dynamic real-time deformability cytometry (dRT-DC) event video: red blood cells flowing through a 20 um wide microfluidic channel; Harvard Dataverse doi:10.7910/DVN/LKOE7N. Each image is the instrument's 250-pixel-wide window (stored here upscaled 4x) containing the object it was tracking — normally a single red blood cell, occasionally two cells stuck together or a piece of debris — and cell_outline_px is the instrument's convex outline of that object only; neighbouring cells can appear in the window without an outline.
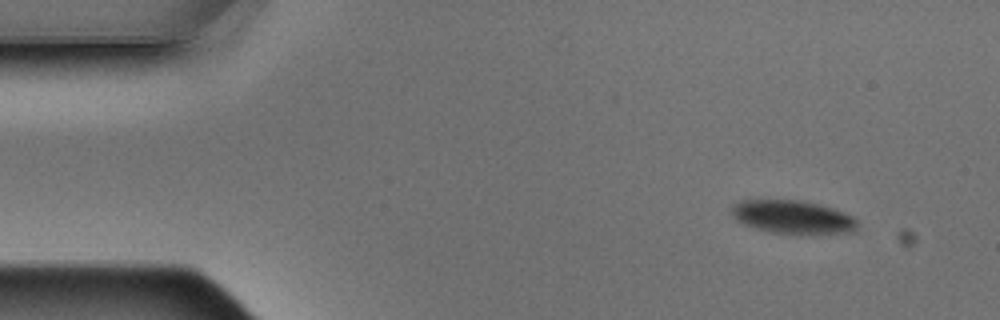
{"species": "Egyptian fruit bat (a non-hibernating species)", "species_latin": "Rousettus aegyptiacus", "temperature_condition": "warm", "stored_images_in_passage": 4, "camera_frame_rate_fps": 3000, "um_per_image_px": 0.085, "animal": {"sex": "male"}, "frame": {"image": 1, "passage_image": 1, "time_ms": 0.0, "image_size_px": [1000, 320], "cell_outline_px": [[856, 232], [772, 232], [756, 228], [744, 224], [736, 220], [732, 216], [732, 208], [740, 200], [804, 200], [832, 208], [852, 216], [856, 220]], "centroid_in_image_um": [67.35, 18.41], "position_along_channel_um": 17.7, "area_um2": 23.64}}
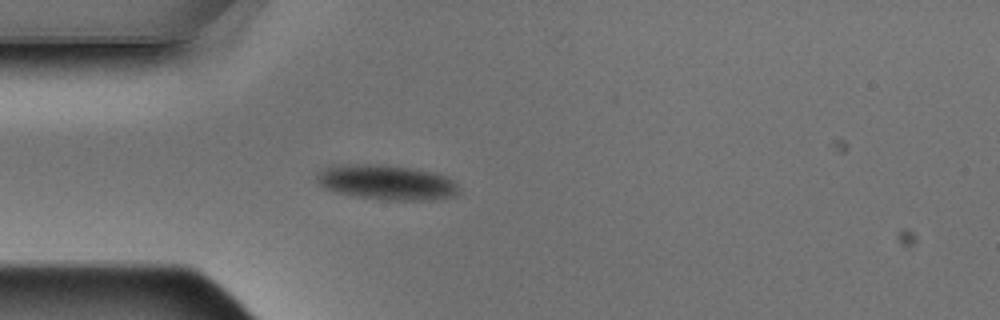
{"frame": {"image": 2, "passage_image": 4, "time_ms": 1.0, "image_size_px": [1000, 320], "cell_outline_px": [[460, 192], [456, 196], [432, 200], [384, 200], [356, 196], [336, 192], [324, 188], [316, 184], [316, 172], [340, 164], [384, 164], [412, 168], [432, 172], [448, 176], [456, 184]], "centroid_in_image_um": [32.86, 15.5], "position_along_channel_um": 52.1, "area_um2": 29.25}}